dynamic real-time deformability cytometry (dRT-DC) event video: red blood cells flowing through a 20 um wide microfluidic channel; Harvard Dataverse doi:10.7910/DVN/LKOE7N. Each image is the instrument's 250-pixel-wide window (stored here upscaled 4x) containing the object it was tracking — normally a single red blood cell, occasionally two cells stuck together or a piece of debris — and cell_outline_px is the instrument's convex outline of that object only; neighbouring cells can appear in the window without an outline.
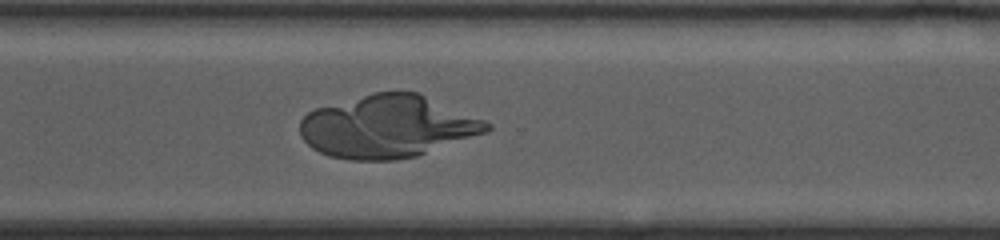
{"species": "human", "species_latin": "Homo sapiens", "temperature_condition": "warm", "stored_images_in_passage": 29, "camera_frame_rate_fps": 3000, "um_per_image_px": 0.085, "donor": {"sex": "female"}, "frame": {"image": 1, "passage_image": 24, "time_ms": 7.667, "image_size_px": [1000, 240], "cell_outline_px": [[492, 128], [488, 132], [416, 156], [396, 160], [352, 160], [328, 156], [312, 148], [300, 136], [300, 120], [308, 112], [316, 108], [372, 92], [416, 92], [484, 120], [492, 124]], "centroid_in_image_um": [32.92, 10.77], "position_along_channel_um": 337.7, "area_um2": 67.74}}